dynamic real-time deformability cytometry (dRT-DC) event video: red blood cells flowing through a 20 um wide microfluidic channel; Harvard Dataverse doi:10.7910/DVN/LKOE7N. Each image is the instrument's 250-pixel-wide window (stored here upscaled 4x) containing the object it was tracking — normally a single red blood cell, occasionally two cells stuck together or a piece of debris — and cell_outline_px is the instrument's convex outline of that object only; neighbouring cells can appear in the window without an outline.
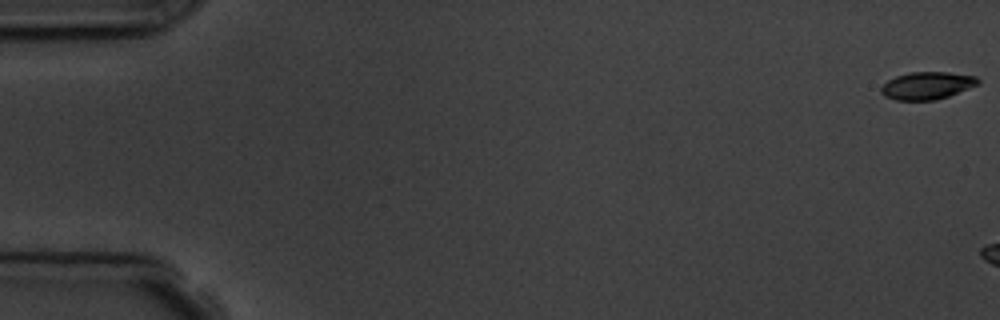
{"species": "common noctule bat (a hibernating species)", "species_latin": "Nyctalus noctula", "temperature_condition": "room temperature", "stored_images_in_passage": 3, "camera_frame_rate_fps": 3000, "um_per_image_px": 0.085, "animal": {"sex": "male", "body_mass_g": 19.5, "forearm_length_mm": 54.6}, "frame": {"image": 1, "passage_image": 1, "time_ms": 0.0, "image_size_px": [1000, 320], "cell_outline_px": [[980, 84], [948, 96], [936, 100], [896, 100], [884, 96], [880, 92], [880, 88], [888, 80], [896, 76], [908, 72], [948, 72], [976, 76], [980, 80]], "centroid_in_image_um": [78.8, 7.27], "position_along_channel_um": 6.2, "area_um2": 15.61}}